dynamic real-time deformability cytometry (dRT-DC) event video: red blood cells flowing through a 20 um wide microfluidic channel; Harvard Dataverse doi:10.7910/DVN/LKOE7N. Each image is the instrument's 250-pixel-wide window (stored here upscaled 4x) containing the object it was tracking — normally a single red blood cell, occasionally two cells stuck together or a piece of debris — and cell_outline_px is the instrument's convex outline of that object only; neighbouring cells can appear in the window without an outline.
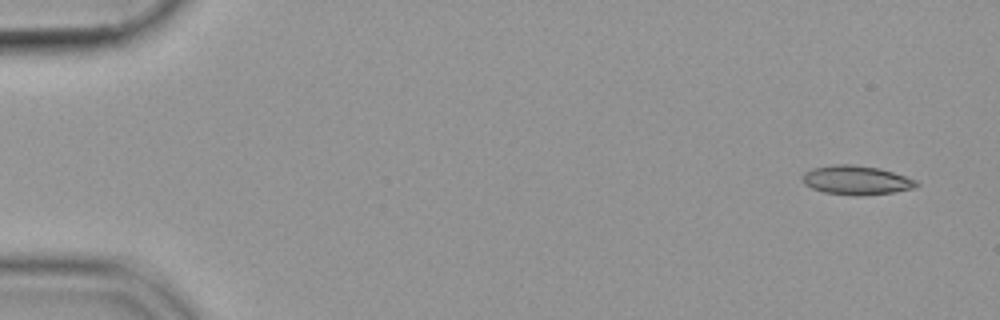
{"species": "common noctule bat (a hibernating species)", "species_latin": "Nyctalus noctula", "temperature_condition": "cold", "stored_images_in_passage": 52, "camera_frame_rate_fps": 3000, "um_per_image_px": 0.085, "animal": {"sex": "female", "body_mass_g": 19.9}, "frame": {"image": 1, "passage_image": 1, "time_ms": 0.0, "image_size_px": [1000, 320], "cell_outline_px": [[920, 184], [912, 188], [892, 192], [860, 196], [856, 196], [824, 192], [812, 188], [804, 184], [800, 176], [804, 172], [812, 168], [832, 164], [852, 164], [880, 168], [916, 180]], "centroid_in_image_um": [72.73, 15.3], "position_along_channel_um": 12.3, "area_um2": 19.36}}
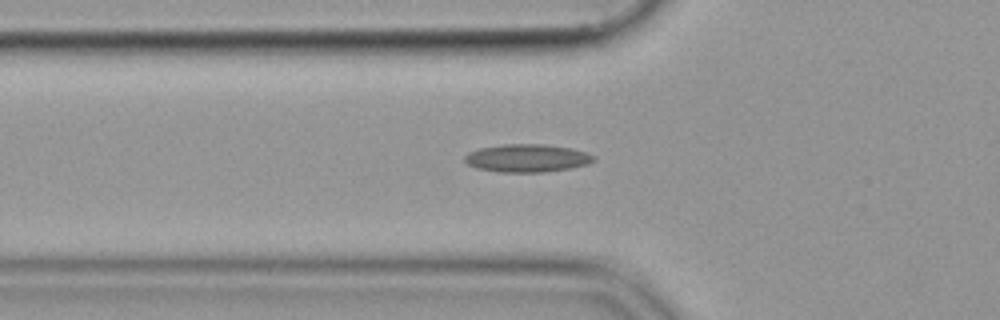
{"frame": {"image": 2, "passage_image": 17, "time_ms": 5.333, "image_size_px": [1000, 320], "cell_outline_px": [[596, 160], [588, 164], [568, 168], [544, 172], [500, 172], [476, 168], [468, 164], [464, 160], [464, 156], [468, 152], [480, 148], [504, 144], [544, 144], [572, 148], [596, 156]], "centroid_in_image_um": [44.8, 13.44], "position_along_channel_um": 81.0, "area_um2": 20.98}}
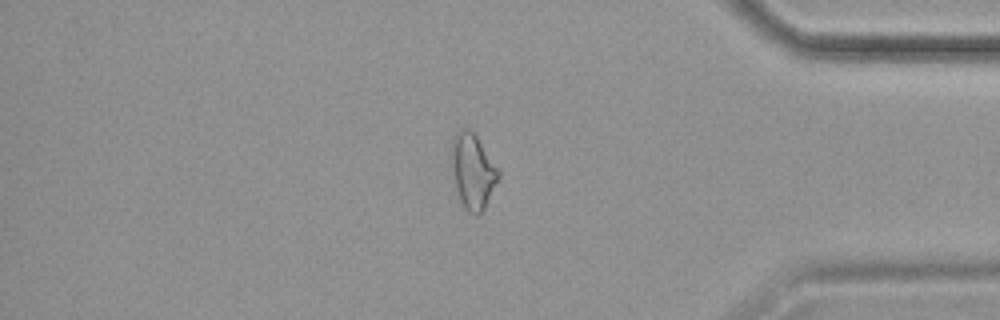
{"frame": {"image": 3, "passage_image": 44, "time_ms": 14.333, "image_size_px": [1000, 320], "cell_outline_px": [[500, 176], [484, 208], [476, 216], [472, 216], [464, 208], [456, 188], [448, 160], [448, 156], [452, 140], [456, 132], [464, 128], [468, 128], [476, 136], [500, 168]], "centroid_in_image_um": [40.15, 14.52], "position_along_channel_um": 395.0, "area_um2": 21.04}}